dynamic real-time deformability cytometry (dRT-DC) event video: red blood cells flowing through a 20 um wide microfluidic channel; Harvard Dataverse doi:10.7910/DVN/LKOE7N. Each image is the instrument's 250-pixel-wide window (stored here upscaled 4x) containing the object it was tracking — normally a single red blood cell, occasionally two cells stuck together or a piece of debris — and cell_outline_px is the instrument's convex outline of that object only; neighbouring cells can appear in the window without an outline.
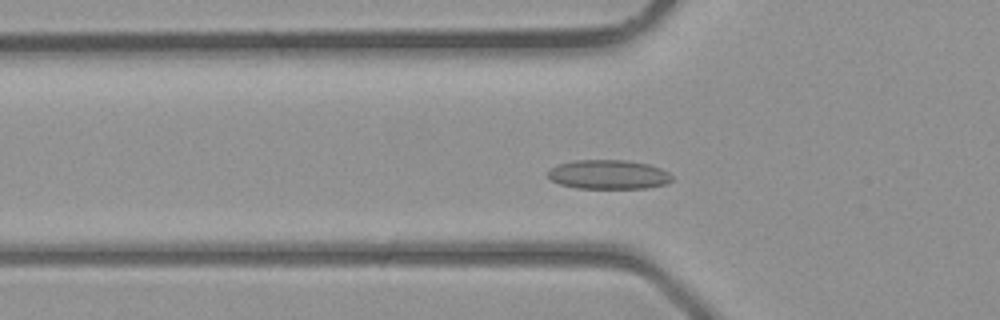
{"species": "common noctule bat (a hibernating species)", "species_latin": "Nyctalus noctula", "temperature_condition": "room temperature", "stored_images_in_passage": 36, "camera_frame_rate_fps": 3000, "um_per_image_px": 0.085, "animal": {"sex": "male", "body_mass_g": 23.1, "forearm_length_mm": 52.7}, "frame": {"image": 1, "passage_image": 9, "time_ms": 2.667, "image_size_px": [1000, 320], "cell_outline_px": [[672, 180], [668, 184], [648, 188], [576, 188], [560, 184], [552, 180], [548, 176], [548, 172], [556, 164], [572, 160], [624, 160], [648, 164], [660, 168], [668, 172], [672, 176]], "centroid_in_image_um": [51.73, 14.83], "position_along_channel_um": 74.1, "area_um2": 21.21}}
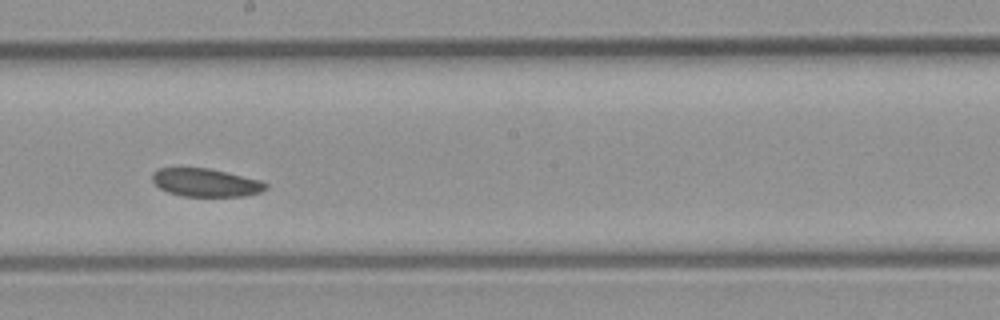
{"frame": {"image": 2, "passage_image": 18, "time_ms": 5.667, "image_size_px": [1000, 320], "cell_outline_px": [[268, 188], [260, 192], [244, 196], [180, 196], [168, 192], [160, 188], [152, 180], [152, 172], [156, 168], [208, 168], [228, 172], [260, 180], [268, 184]], "centroid_in_image_um": [17.48, 15.51], "position_along_channel_um": 230.7, "area_um2": 18.67}}
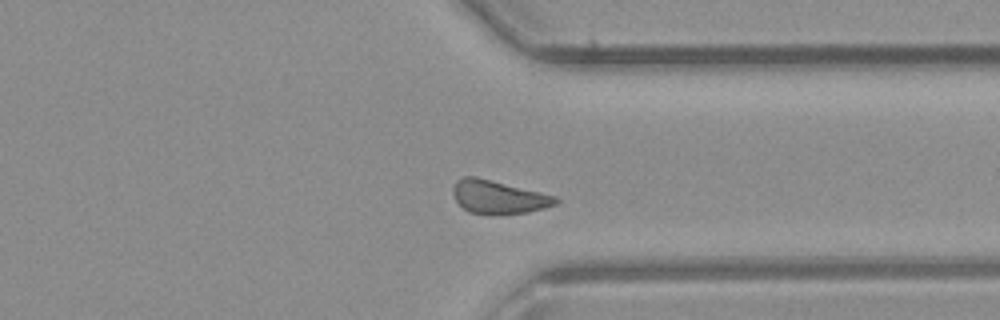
{"frame": {"image": 3, "passage_image": 26, "time_ms": 8.333, "image_size_px": [1000, 320], "cell_outline_px": [[560, 200], [556, 204], [544, 208], [528, 212], [468, 212], [456, 200], [452, 192], [452, 188], [456, 180], [464, 176], [476, 176], [556, 196]], "centroid_in_image_um": [42.36, 16.7], "position_along_channel_um": 369.0, "area_um2": 19.31}}